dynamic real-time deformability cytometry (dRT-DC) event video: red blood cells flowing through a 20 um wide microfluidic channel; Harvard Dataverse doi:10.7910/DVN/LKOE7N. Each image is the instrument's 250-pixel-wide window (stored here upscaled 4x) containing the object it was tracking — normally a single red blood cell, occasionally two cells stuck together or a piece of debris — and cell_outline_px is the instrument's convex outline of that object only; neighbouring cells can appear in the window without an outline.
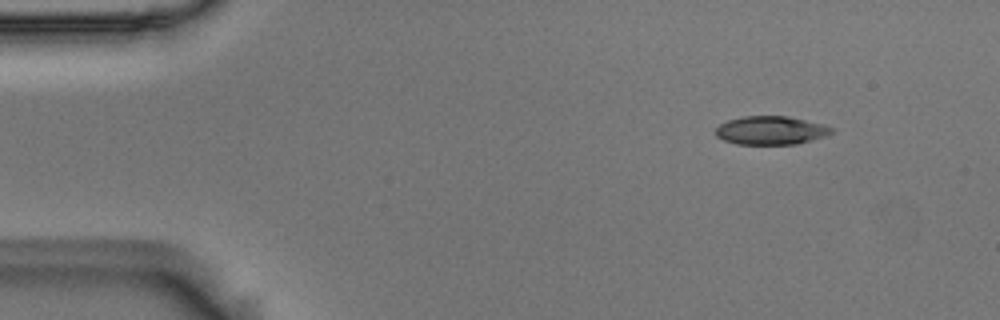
{"species": "Egyptian fruit bat (a non-hibernating species)", "species_latin": "Rousettus aegyptiacus", "temperature_condition": "room temperature", "stored_images_in_passage": 4, "camera_frame_rate_fps": 3000, "um_per_image_px": 0.085, "animal": {"sex": "male"}, "frame": {"image": 1, "passage_image": 1, "time_ms": 0.0, "image_size_px": [1000, 320], "cell_outline_px": [[836, 132], [812, 140], [796, 144], [736, 144], [724, 140], [716, 136], [716, 128], [720, 124], [728, 120], [744, 116], [788, 116], [824, 124], [836, 128]], "centroid_in_image_um": [65.57, 11.08], "position_along_channel_um": 19.4, "area_um2": 19.36}}